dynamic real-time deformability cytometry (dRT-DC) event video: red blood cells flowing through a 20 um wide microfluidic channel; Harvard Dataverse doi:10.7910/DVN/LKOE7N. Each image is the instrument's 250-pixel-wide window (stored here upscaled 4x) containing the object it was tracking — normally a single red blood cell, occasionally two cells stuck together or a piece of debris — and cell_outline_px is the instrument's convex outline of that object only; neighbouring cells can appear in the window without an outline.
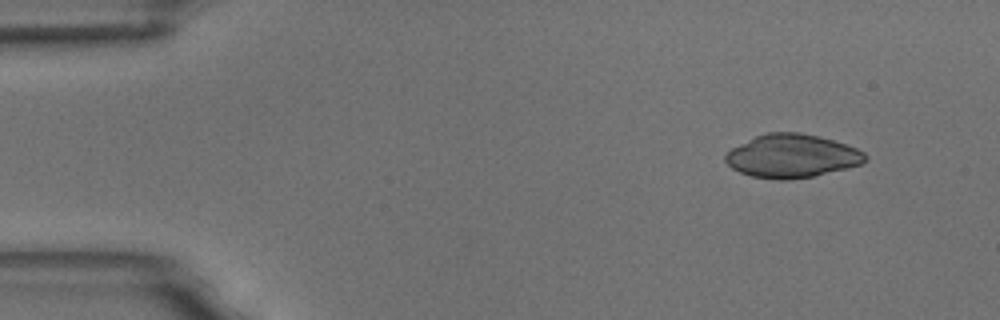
{"species": "common noctule bat (a hibernating species)", "species_latin": "Nyctalus noctula", "temperature_condition": "room temperature", "stored_images_in_passage": 4, "camera_frame_rate_fps": 3000, "um_per_image_px": 0.085, "animal": {"sex": "male", "body_mass_g": 18.8}, "frame": {"image": 1, "passage_image": 1, "time_ms": 0.0, "image_size_px": [1000, 320], "cell_outline_px": [[868, 160], [860, 164], [812, 176], [788, 180], [780, 180], [752, 176], [740, 172], [732, 168], [724, 160], [724, 156], [732, 148], [756, 136], [768, 132], [800, 132], [820, 136], [856, 148], [864, 152], [868, 156]], "centroid_in_image_um": [67.31, 13.25], "position_along_channel_um": 17.7, "area_um2": 35.03}}